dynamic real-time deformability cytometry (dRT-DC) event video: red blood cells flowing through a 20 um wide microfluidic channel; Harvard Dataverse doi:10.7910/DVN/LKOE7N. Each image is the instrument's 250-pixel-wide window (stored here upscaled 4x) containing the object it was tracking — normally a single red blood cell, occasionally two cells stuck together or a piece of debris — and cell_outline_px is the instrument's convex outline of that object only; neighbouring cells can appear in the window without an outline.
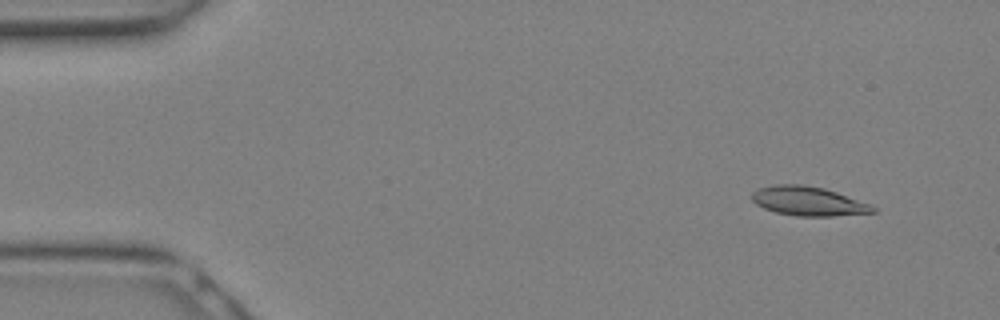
{"species": "Egyptian fruit bat (a non-hibernating species)", "species_latin": "Rousettus aegyptiacus", "temperature_condition": "warm", "stored_images_in_passage": 9, "camera_frame_rate_fps": 3000, "um_per_image_px": 0.085, "animal": {"sex": "female"}, "frame": {"image": 1, "passage_image": 3, "time_ms": 0.667, "image_size_px": [1000, 320], "cell_outline_px": [[876, 212], [832, 216], [796, 216], [776, 212], [764, 208], [756, 204], [752, 200], [752, 192], [760, 188], [776, 184], [804, 184], [824, 188], [836, 192], [868, 204], [876, 208]], "centroid_in_image_um": [68.67, 17.09], "position_along_channel_um": 16.3, "area_um2": 20.35}}
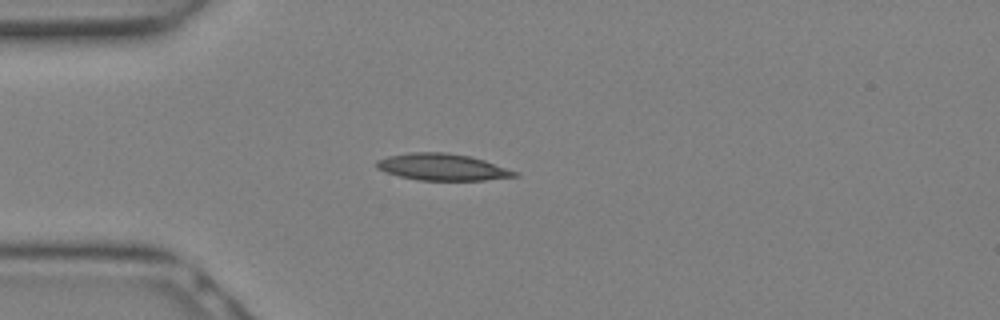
{"frame": {"image": 2, "passage_image": 8, "time_ms": 2.333, "image_size_px": [1000, 320], "cell_outline_px": [[520, 176], [484, 180], [420, 180], [400, 176], [384, 172], [376, 168], [376, 160], [388, 156], [408, 152], [448, 152], [472, 156], [484, 160], [516, 172]], "centroid_in_image_um": [37.56, 14.19], "position_along_channel_um": 47.4, "area_um2": 21.5}}